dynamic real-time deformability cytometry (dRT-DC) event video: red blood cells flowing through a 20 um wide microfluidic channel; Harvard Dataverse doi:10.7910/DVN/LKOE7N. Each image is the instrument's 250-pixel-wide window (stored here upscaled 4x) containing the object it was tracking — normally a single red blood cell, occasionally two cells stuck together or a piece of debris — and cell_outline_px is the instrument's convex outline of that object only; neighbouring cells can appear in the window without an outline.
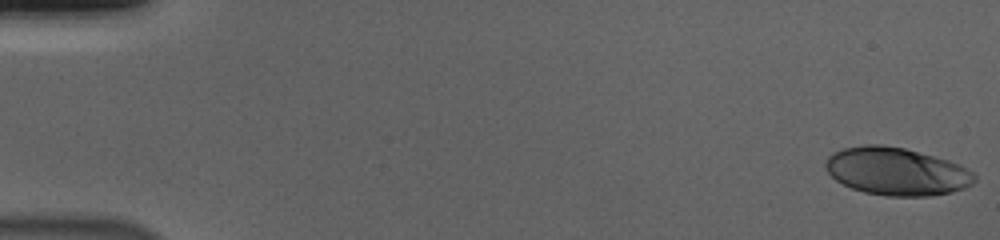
{"species": "human", "species_latin": "Homo sapiens", "temperature_condition": "cold", "stored_images_in_passage": 45, "camera_frame_rate_fps": 3000, "um_per_image_px": 0.085, "donor": {"sex": "male"}, "frame": {"image": 1, "passage_image": 1, "time_ms": 0.0, "image_size_px": [1000, 240], "cell_outline_px": [[976, 180], [972, 184], [964, 188], [952, 192], [928, 196], [888, 196], [864, 192], [852, 188], [836, 180], [828, 172], [824, 164], [828, 156], [832, 152], [844, 148], [864, 144], [884, 144], [904, 148], [948, 160], [960, 164], [972, 172], [976, 176]], "centroid_in_image_um": [76.2, 14.56], "position_along_channel_um": 8.8, "area_um2": 41.5}}
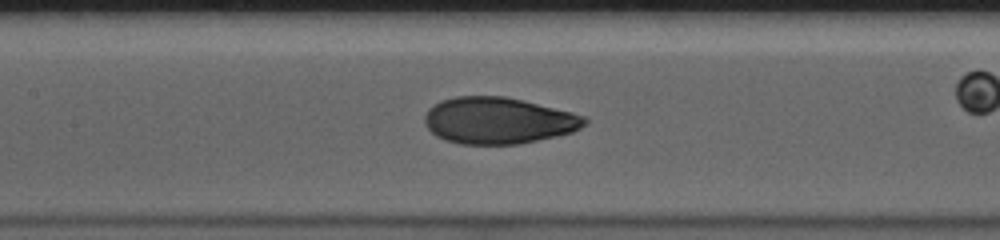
{"frame": {"image": 2, "passage_image": 27, "time_ms": 8.667, "image_size_px": [1000, 240], "cell_outline_px": [[588, 120], [580, 128], [572, 132], [556, 136], [520, 144], [460, 144], [444, 140], [436, 136], [424, 124], [424, 116], [428, 108], [440, 100], [456, 96], [504, 96], [572, 112], [584, 116]], "centroid_in_image_um": [42.31, 10.25], "position_along_channel_um": 165.1, "area_um2": 43.41}}
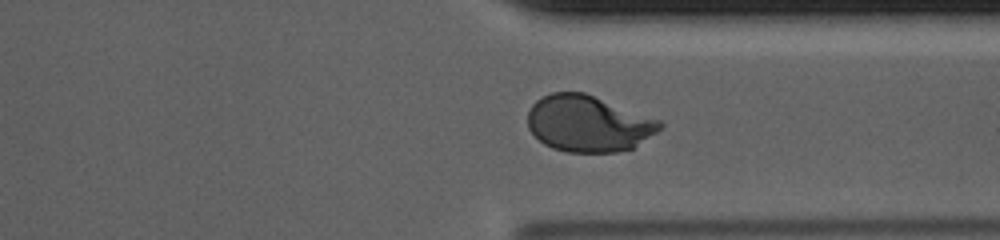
{"frame": {"image": 3, "passage_image": 43, "time_ms": 14.0, "image_size_px": [1000, 240], "cell_outline_px": [[664, 124], [656, 132], [632, 148], [616, 152], [568, 152], [552, 148], [544, 144], [528, 128], [528, 112], [532, 104], [536, 100], [552, 92], [584, 92], [660, 120]], "centroid_in_image_um": [49.98, 10.5], "position_along_channel_um": 361.4, "area_um2": 43.06}}